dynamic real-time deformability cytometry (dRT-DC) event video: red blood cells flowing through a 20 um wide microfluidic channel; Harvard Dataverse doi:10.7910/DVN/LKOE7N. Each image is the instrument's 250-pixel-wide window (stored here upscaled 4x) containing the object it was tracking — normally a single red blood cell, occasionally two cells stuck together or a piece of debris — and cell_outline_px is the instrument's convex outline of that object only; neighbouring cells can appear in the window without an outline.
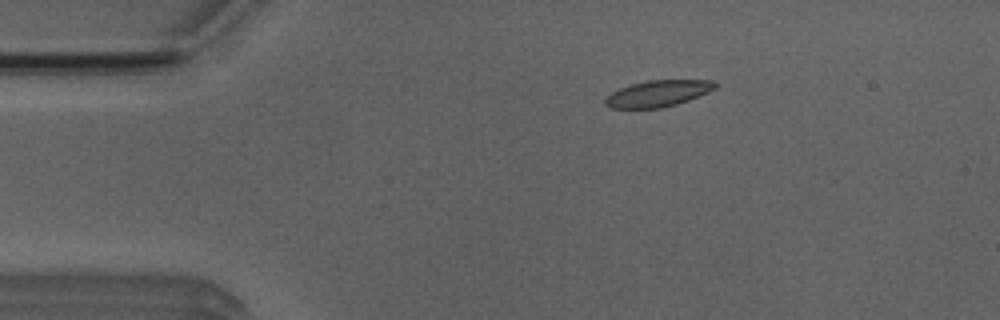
{"species": "Egyptian fruit bat (a non-hibernating species)", "species_latin": "Rousettus aegyptiacus", "temperature_condition": "room temperature", "stored_images_in_passage": 5, "camera_frame_rate_fps": 3000, "um_per_image_px": 0.085, "animal": {"sex": "male"}, "frame": {"image": 1, "passage_image": 3, "time_ms": 2.333, "image_size_px": [1000, 320], "cell_outline_px": [[716, 88], [708, 92], [688, 100], [676, 104], [660, 108], [612, 108], [604, 104], [604, 100], [612, 92], [620, 88], [632, 84], [648, 80], [712, 80], [716, 84]], "centroid_in_image_um": [55.92, 7.95], "position_along_channel_um": 29.1, "area_um2": 16.7}}